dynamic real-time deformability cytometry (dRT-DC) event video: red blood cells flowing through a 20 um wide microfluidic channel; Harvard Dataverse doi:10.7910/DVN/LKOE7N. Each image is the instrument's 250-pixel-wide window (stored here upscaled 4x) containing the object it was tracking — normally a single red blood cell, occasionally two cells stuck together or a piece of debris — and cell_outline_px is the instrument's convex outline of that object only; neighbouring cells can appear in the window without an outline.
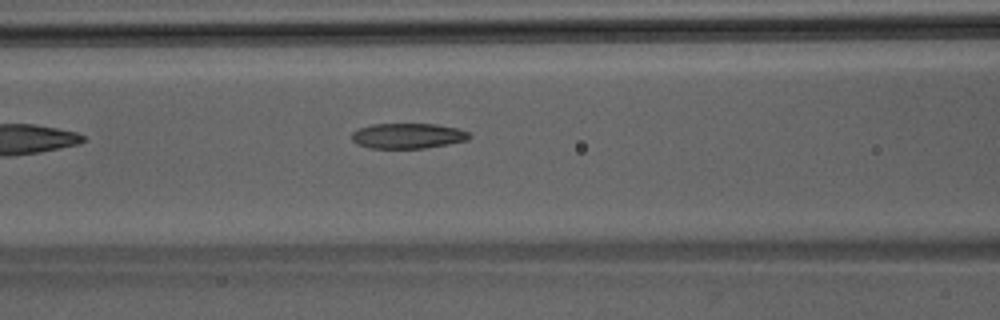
{"species": "Egyptian fruit bat (a non-hibernating species)", "species_latin": "Rousettus aegyptiacus", "temperature_condition": "room temperature", "stored_images_in_passage": 6, "camera_frame_rate_fps": 3000, "um_per_image_px": 0.085, "animal": {"sex": "male"}, "frame": {"image": 1, "passage_image": 6, "time_ms": 1.667, "image_size_px": [1000, 320], "cell_outline_px": [[472, 136], [468, 140], [448, 144], [424, 148], [368, 148], [352, 140], [352, 132], [360, 128], [372, 124], [436, 124], [456, 128], [468, 132]], "centroid_in_image_um": [34.68, 11.54], "position_along_channel_um": 131.9, "area_um2": 17.22}}